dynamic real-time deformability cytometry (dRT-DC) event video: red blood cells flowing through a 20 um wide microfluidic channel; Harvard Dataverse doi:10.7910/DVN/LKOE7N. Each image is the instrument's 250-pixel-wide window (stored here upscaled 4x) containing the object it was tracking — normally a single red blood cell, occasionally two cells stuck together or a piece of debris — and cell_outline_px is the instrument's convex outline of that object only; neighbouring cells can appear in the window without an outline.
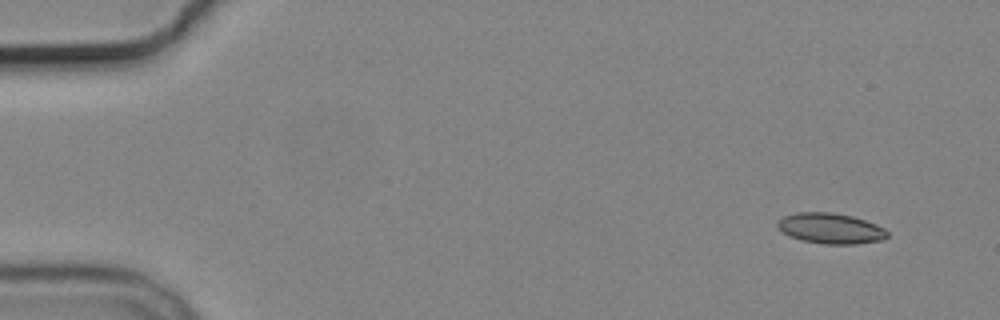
{"species": "common noctule bat (a hibernating species)", "species_latin": "Nyctalus noctula", "temperature_condition": "cold", "stored_images_in_passage": 9, "camera_frame_rate_fps": 3000, "um_per_image_px": 0.085, "animal": {"sex": "male", "body_mass_g": 19.2, "forearm_length_mm": 51.8}, "frame": {"image": 1, "passage_image": 1, "time_ms": 0.0, "image_size_px": [1000, 320], "cell_outline_px": [[888, 236], [884, 240], [856, 244], [824, 244], [800, 240], [788, 236], [776, 224], [784, 216], [796, 212], [832, 212], [852, 216], [876, 224], [884, 228], [888, 232]], "centroid_in_image_um": [70.62, 19.42], "position_along_channel_um": 14.4, "area_um2": 19.59}}
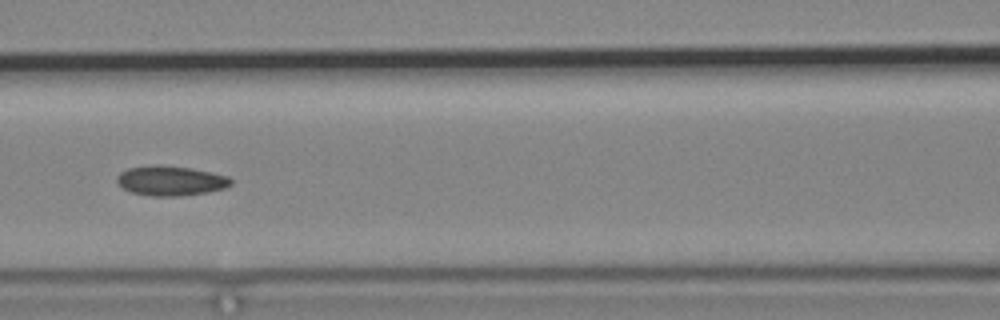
{"frame": {"image": 2, "passage_image": 7, "time_ms": 7.0, "image_size_px": [1000, 320], "cell_outline_px": [[232, 184], [224, 188], [208, 192], [180, 196], [152, 196], [132, 192], [116, 184], [116, 176], [120, 172], [128, 168], [152, 164], [160, 164], [192, 168], [212, 172], [228, 176], [232, 180]], "centroid_in_image_um": [14.49, 15.35], "position_along_channel_um": 152.1, "area_um2": 20.06}}
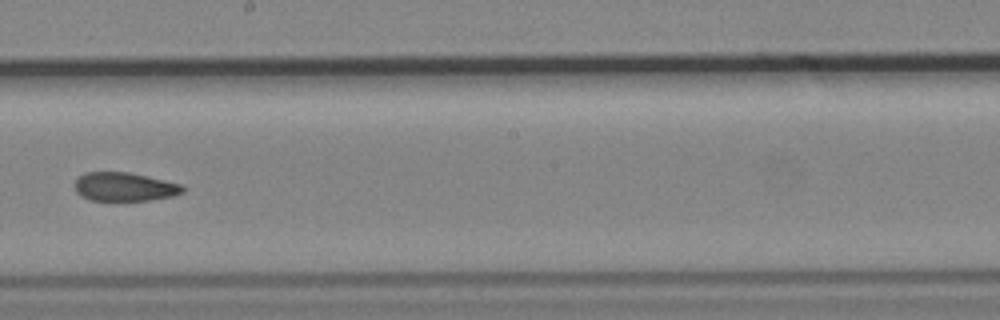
{"frame": {"image": 3, "passage_image": 9, "time_ms": 9.333, "image_size_px": [1000, 320], "cell_outline_px": [[184, 192], [172, 196], [148, 200], [92, 200], [80, 196], [76, 192], [76, 180], [84, 172], [128, 172], [148, 176], [184, 184]], "centroid_in_image_um": [10.61, 15.87], "position_along_channel_um": 237.6, "area_um2": 18.03}}